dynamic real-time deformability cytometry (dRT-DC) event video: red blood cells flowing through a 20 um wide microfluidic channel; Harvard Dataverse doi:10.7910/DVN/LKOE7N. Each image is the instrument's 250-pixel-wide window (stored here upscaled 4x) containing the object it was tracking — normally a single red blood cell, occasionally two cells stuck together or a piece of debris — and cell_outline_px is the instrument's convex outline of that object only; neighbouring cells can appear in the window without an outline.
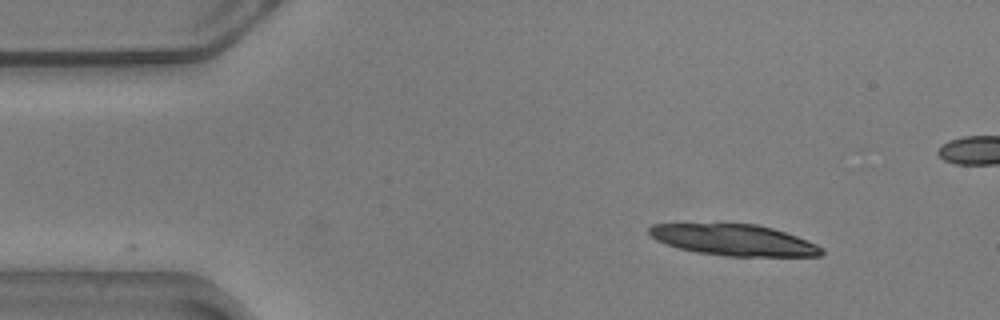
{"species": "common noctule bat (a hibernating species)", "species_latin": "Nyctalus noctula", "temperature_condition": "warm", "stored_images_in_passage": 19, "camera_frame_rate_fps": 3000, "um_per_image_px": 0.085, "animal": {"sex": "male", "body_mass_g": 20.5, "forearm_length_mm": 52.5}, "frame": {"image": 1, "passage_image": 1, "time_ms": 0.0, "image_size_px": [1000, 320], "cell_outline_px": [[824, 252], [820, 256], [728, 256], [696, 252], [680, 248], [656, 240], [648, 232], [648, 228], [652, 224], [756, 224], [772, 228], [808, 240], [824, 248]], "centroid_in_image_um": [62.41, 20.4], "position_along_channel_um": 22.6, "area_um2": 31.04}}